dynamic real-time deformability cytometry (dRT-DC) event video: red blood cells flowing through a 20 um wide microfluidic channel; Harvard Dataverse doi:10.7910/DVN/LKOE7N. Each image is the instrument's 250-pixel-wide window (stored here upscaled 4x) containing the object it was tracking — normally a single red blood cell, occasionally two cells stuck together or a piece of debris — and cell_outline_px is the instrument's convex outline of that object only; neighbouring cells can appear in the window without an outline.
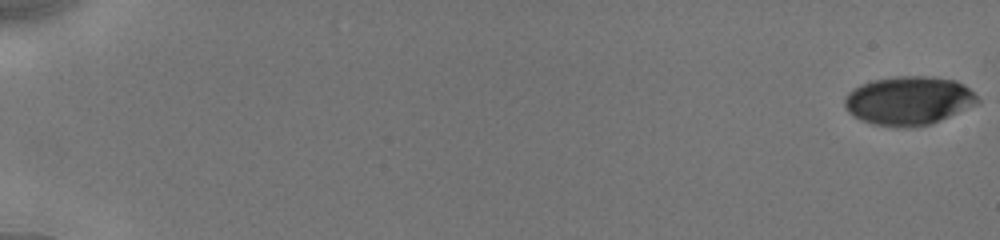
{"species": "human", "species_latin": "Homo sapiens", "temperature_condition": "cold", "stored_images_in_passage": 45, "camera_frame_rate_fps": 3000, "um_per_image_px": 0.085, "donor": {"sex": "male"}, "frame": {"image": 1, "passage_image": 1, "time_ms": 0.0, "image_size_px": [1000, 240], "cell_outline_px": [[980, 100], [976, 104], [948, 116], [928, 124], [908, 128], [896, 128], [872, 124], [848, 112], [844, 104], [844, 96], [848, 92], [860, 84], [872, 80], [896, 76], [932, 76], [956, 80], [964, 84]], "centroid_in_image_um": [77.2, 8.54], "position_along_channel_um": 7.8, "area_um2": 37.63}}
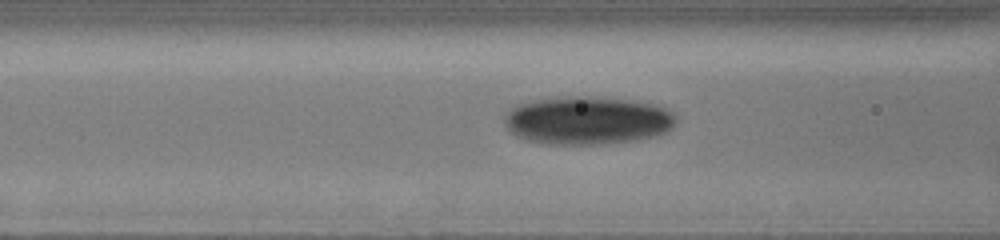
{"frame": {"image": 2, "passage_image": 37, "time_ms": 8.0, "image_size_px": [1000, 240], "cell_outline_px": [[676, 124], [668, 132], [656, 136], [636, 140], [604, 144], [540, 144], [516, 136], [508, 132], [504, 124], [504, 112], [516, 104], [532, 100], [564, 96], [604, 96], [632, 100], [652, 104], [676, 112]], "centroid_in_image_um": [49.91, 10.23], "position_along_channel_um": 116.7, "area_um2": 49.25}}
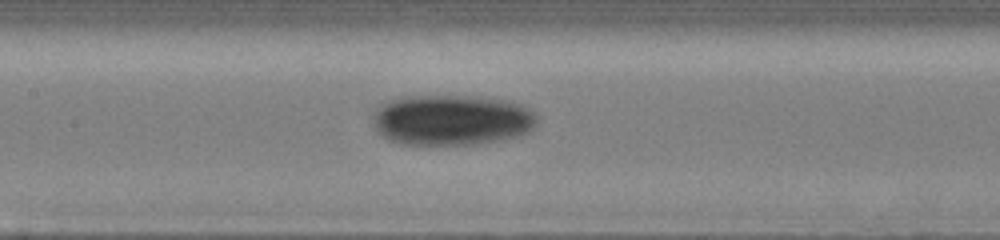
{"frame": {"image": 3, "passage_image": 44, "time_ms": 9.333, "image_size_px": [1000, 240], "cell_outline_px": [[536, 124], [528, 132], [520, 136], [500, 140], [472, 144], [400, 144], [388, 140], [380, 136], [372, 128], [372, 112], [380, 104], [388, 100], [404, 96], [484, 96], [508, 100], [520, 104], [528, 108], [536, 116]], "centroid_in_image_um": [38.32, 10.19], "position_along_channel_um": 169.1, "area_um2": 49.25}}